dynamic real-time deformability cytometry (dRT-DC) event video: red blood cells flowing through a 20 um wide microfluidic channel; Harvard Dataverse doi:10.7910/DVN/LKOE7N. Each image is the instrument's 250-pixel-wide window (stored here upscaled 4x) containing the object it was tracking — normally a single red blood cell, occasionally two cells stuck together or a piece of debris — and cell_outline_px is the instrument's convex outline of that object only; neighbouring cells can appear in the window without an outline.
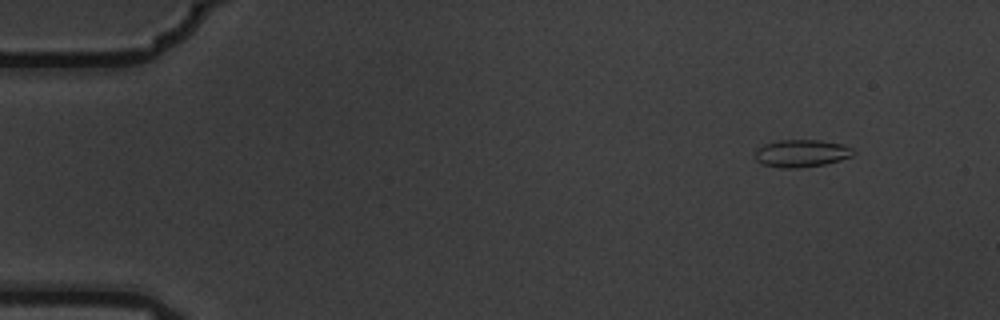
{"species": "common noctule bat (a hibernating species)", "species_latin": "Nyctalus noctula", "temperature_condition": "warm", "stored_images_in_passage": 14, "camera_frame_rate_fps": 3000, "um_per_image_px": 0.085, "animal": {"sex": "male", "body_mass_g": 19.5, "forearm_length_mm": 54.6}, "frame": {"image": 1, "passage_image": 1, "time_ms": 0.0, "image_size_px": [1000, 320], "cell_outline_px": [[852, 156], [840, 160], [824, 164], [796, 168], [780, 168], [764, 164], [756, 160], [756, 148], [764, 144], [780, 140], [820, 140], [840, 144], [852, 148]], "centroid_in_image_um": [68.09, 13.03], "position_along_channel_um": 16.9, "area_um2": 15.49}}
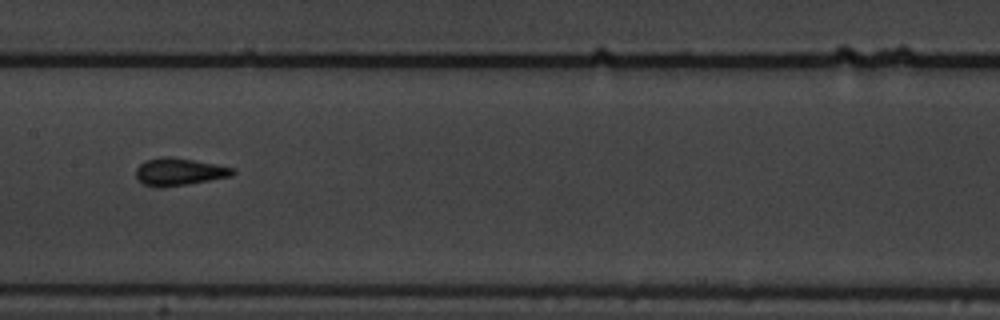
{"frame": {"image": 2, "passage_image": 7, "time_ms": 2.0, "image_size_px": [1000, 320], "cell_outline_px": [[236, 172], [232, 176], [188, 184], [160, 188], [144, 184], [136, 176], [136, 168], [144, 160], [164, 156], [168, 156], [216, 164], [236, 168]], "centroid_in_image_um": [15.24, 14.6], "position_along_channel_um": 192.2, "area_um2": 15.49}}
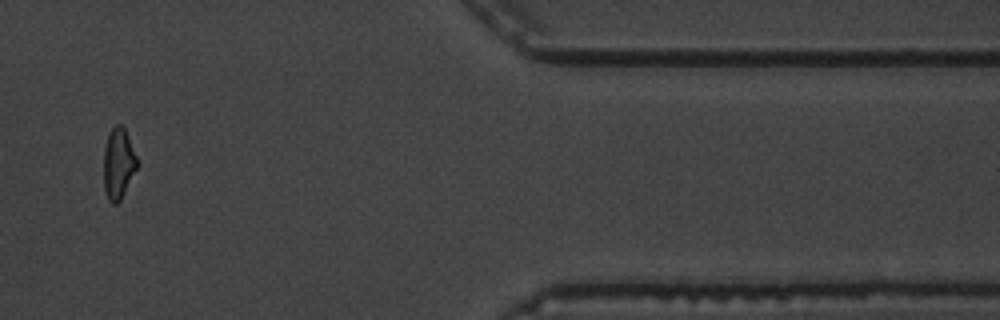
{"frame": {"image": 3, "passage_image": 12, "time_ms": 3.667, "image_size_px": [1000, 320], "cell_outline_px": [[136, 168], [120, 200], [116, 204], [112, 204], [108, 200], [104, 192], [104, 148], [108, 132], [116, 124], [120, 124], [124, 128], [128, 136], [136, 156]], "centroid_in_image_um": [10.02, 13.89], "position_along_channel_um": 401.4, "area_um2": 13.58}}